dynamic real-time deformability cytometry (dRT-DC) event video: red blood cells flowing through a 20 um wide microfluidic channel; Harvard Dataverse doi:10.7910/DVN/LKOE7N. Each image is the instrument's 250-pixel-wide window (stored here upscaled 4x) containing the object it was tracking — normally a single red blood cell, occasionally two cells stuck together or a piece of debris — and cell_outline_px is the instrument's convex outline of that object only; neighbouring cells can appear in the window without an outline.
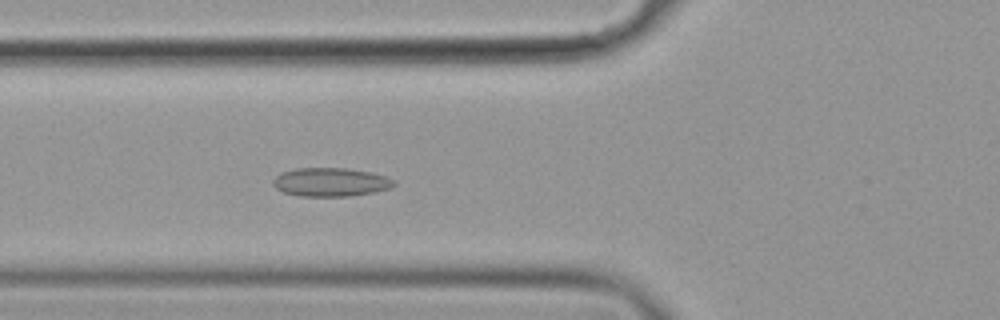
{"species": "common noctule bat (a hibernating species)", "species_latin": "Nyctalus noctula", "temperature_condition": "cold", "stored_images_in_passage": 48, "camera_frame_rate_fps": 3000, "um_per_image_px": 0.085, "animal": {"sex": "female", "body_mass_g": 19.9}, "frame": {"image": 1, "passage_image": 12, "time_ms": 3.667, "image_size_px": [1000, 320], "cell_outline_px": [[396, 184], [392, 188], [372, 192], [348, 196], [300, 196], [284, 192], [276, 188], [272, 184], [272, 180], [280, 172], [296, 168], [344, 168], [368, 172], [384, 176], [396, 180]], "centroid_in_image_um": [28.08, 15.48], "position_along_channel_um": 97.7, "area_um2": 20.11}}
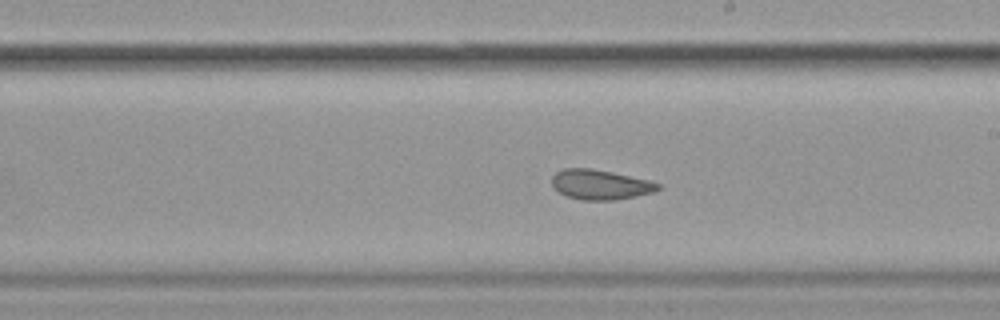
{"frame": {"image": 2, "passage_image": 24, "time_ms": 7.667, "image_size_px": [1000, 320], "cell_outline_px": [[660, 188], [656, 192], [636, 196], [612, 200], [580, 200], [564, 196], [552, 184], [552, 176], [556, 172], [564, 168], [588, 168], [612, 172], [648, 180], [660, 184]], "centroid_in_image_um": [51.02, 15.7], "position_along_channel_um": 238.0, "area_um2": 18.44}}
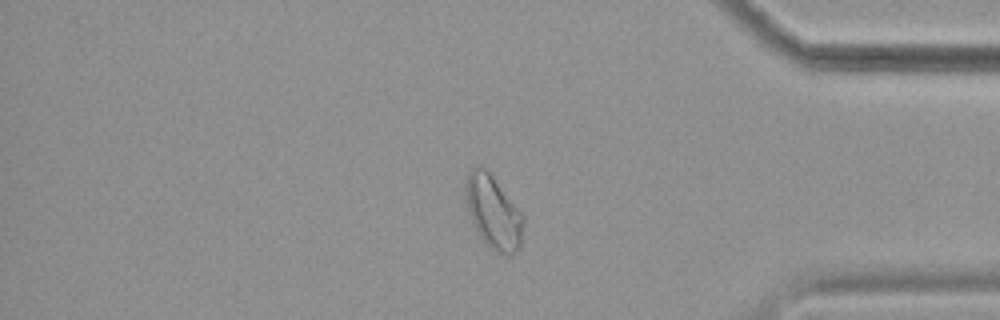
{"frame": {"image": 3, "passage_image": 39, "time_ms": 12.667, "image_size_px": [1000, 320], "cell_outline_px": [[524, 220], [520, 248], [512, 256], [504, 256], [488, 248], [480, 236], [472, 220], [468, 208], [468, 172], [476, 164], [480, 164], [492, 176], [524, 216]], "centroid_in_image_um": [41.99, 18.11], "position_along_channel_um": 393.2, "area_um2": 24.1}, "authors_computed_cell_mechanics": {"area_um2": 20.4323, "velocity_mm_per_s": 3.5033, "shape_relaxation_time_tau1_ms": null, "shape_relaxation_time_tau2_ms": 2.0597, "deformation_change_tau1": null, "deformation_change_tau2": 0.0754}}